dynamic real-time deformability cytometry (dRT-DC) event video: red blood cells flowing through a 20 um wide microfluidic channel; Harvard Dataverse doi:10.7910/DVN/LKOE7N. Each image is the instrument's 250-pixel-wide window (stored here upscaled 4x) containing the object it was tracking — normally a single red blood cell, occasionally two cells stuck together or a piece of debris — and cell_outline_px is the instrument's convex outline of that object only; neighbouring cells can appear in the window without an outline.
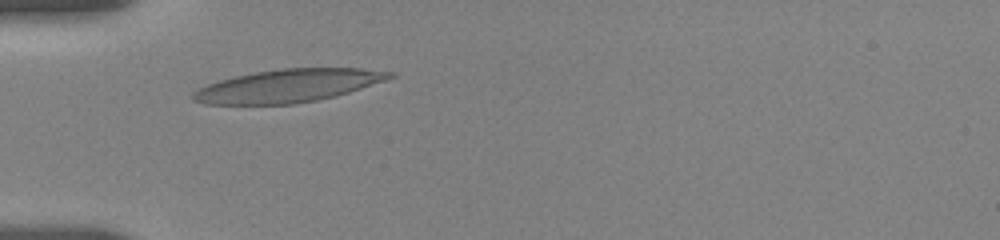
{"species": "human", "species_latin": "Homo sapiens", "temperature_condition": "room temperature", "stored_images_in_passage": 60, "camera_frame_rate_fps": 3000, "um_per_image_px": 0.085, "donor": {"sex": "female"}, "frame": {"image": 1, "passage_image": 13, "time_ms": 2.667, "image_size_px": [1000, 240], "cell_outline_px": [[396, 76], [348, 92], [316, 100], [292, 104], [204, 104], [192, 100], [192, 92], [196, 88], [220, 80], [236, 76], [256, 72], [280, 68], [360, 68], [396, 72]], "centroid_in_image_um": [24.45, 7.28], "position_along_channel_um": 60.6, "area_um2": 37.45}}
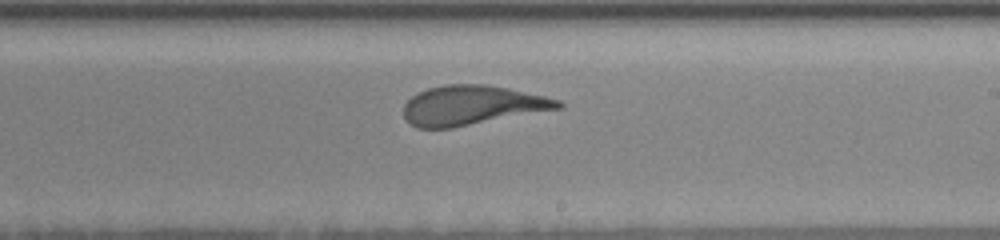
{"frame": {"image": 2, "passage_image": 35, "time_ms": 8.0, "image_size_px": [1000, 240], "cell_outline_px": [[564, 108], [452, 128], [416, 128], [404, 116], [404, 104], [412, 96], [428, 88], [444, 84], [484, 84], [508, 88], [544, 96], [560, 100], [564, 104]], "centroid_in_image_um": [40.15, 8.95], "position_along_channel_um": 248.8, "area_um2": 35.6}}
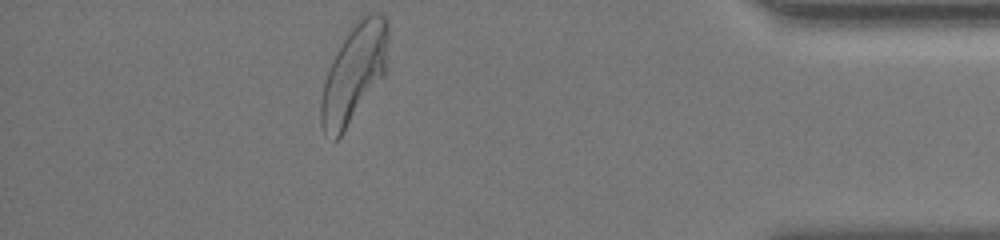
{"frame": {"image": 3, "passage_image": 59, "time_ms": 13.333, "image_size_px": [1000, 240], "cell_outline_px": [[388, 68], [384, 76], [340, 136], [336, 140], [324, 136], [320, 124], [320, 100], [324, 80], [332, 60], [336, 52], [352, 24], [360, 16], [368, 12], [380, 12], [388, 20]], "centroid_in_image_um": [30.1, 6.18], "position_along_channel_um": 405.1, "area_um2": 38.9}, "authors_computed_cell_mechanics": {"area_um2": 36.5007, "velocity_mm_per_s": 3.6229, "shape_relaxation_time_tau1_ms": 4.7692, "shape_relaxation_time_tau2_ms": 1.0757, "deformation_change_tau1": 0.2089, "deformation_change_tau2": 0.1045}}